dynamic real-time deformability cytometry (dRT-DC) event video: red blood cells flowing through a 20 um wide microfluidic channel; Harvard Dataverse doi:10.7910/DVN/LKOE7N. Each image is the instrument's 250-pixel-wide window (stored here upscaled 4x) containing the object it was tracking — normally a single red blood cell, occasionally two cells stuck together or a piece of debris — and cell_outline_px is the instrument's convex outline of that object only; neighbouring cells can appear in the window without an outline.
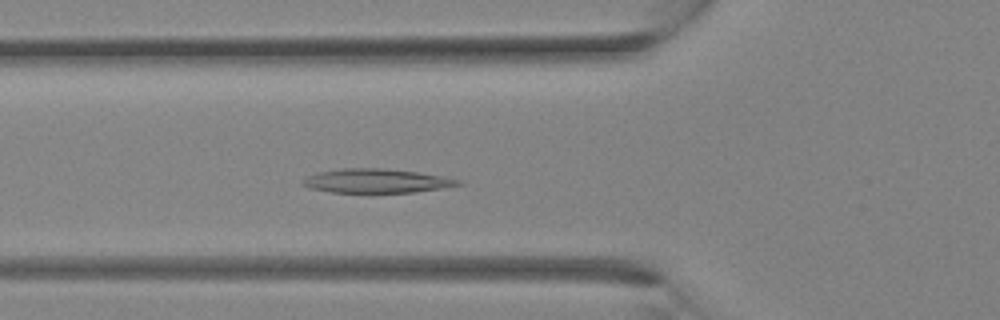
{"species": "Egyptian fruit bat (a non-hibernating species)", "species_latin": "Rousettus aegyptiacus", "temperature_condition": "room temperature", "stored_images_in_passage": 31, "camera_frame_rate_fps": 3000, "um_per_image_px": 0.085, "animal": {"sex": "female"}, "frame": {"image": 1, "passage_image": 9, "time_ms": 2.667, "image_size_px": [1000, 320], "cell_outline_px": [[464, 184], [440, 188], [412, 192], [332, 192], [308, 188], [300, 184], [300, 180], [316, 172], [340, 168], [380, 168], [416, 172], [444, 176], [460, 180]], "centroid_in_image_um": [31.92, 15.37], "position_along_channel_um": 93.9, "area_um2": 21.73}}
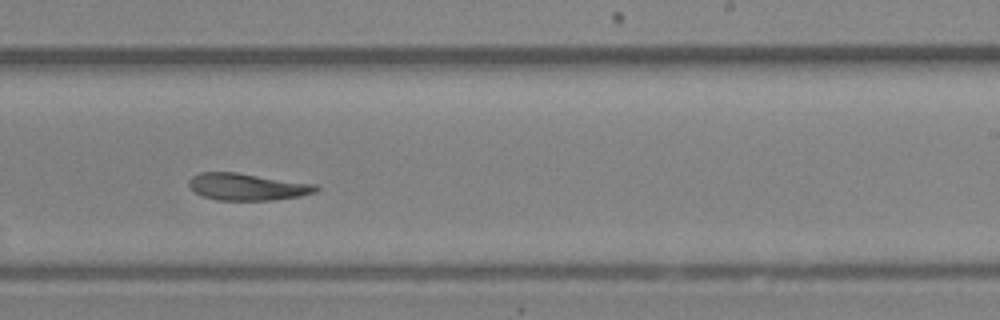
{"frame": {"image": 2, "passage_image": 18, "time_ms": 5.667, "image_size_px": [1000, 320], "cell_outline_px": [[320, 188], [316, 192], [300, 196], [272, 200], [216, 200], [204, 196], [196, 192], [188, 184], [188, 180], [192, 176], [200, 172], [236, 172], [316, 184]], "centroid_in_image_um": [21.03, 15.87], "position_along_channel_um": 268.0, "area_um2": 19.94}}
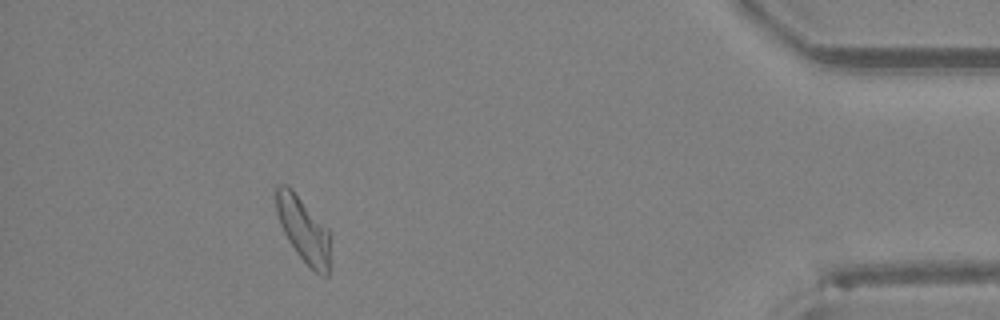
{"frame": {"image": 3, "passage_image": 28, "time_ms": 9.0, "image_size_px": [1000, 320], "cell_outline_px": [[332, 268], [328, 276], [324, 276], [316, 272], [296, 252], [288, 240], [280, 224], [276, 212], [276, 184], [288, 184], [292, 188], [328, 228], [332, 236]], "centroid_in_image_um": [25.87, 19.55], "position_along_channel_um": 409.3, "area_um2": 21.33}}